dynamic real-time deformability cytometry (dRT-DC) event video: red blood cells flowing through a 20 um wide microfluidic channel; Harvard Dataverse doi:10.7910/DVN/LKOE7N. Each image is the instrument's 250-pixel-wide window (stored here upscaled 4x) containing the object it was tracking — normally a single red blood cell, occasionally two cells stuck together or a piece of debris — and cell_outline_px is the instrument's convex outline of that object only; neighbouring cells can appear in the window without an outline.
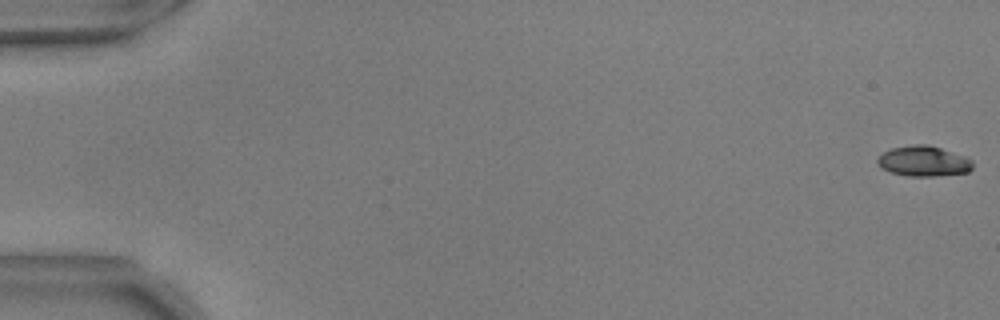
{"species": "common noctule bat (a hibernating species)", "species_latin": "Nyctalus noctula", "temperature_condition": "warm", "stored_images_in_passage": 56, "camera_frame_rate_fps": 3000, "um_per_image_px": 0.085, "animal": {"sex": "male", "body_mass_g": 17.9, "forearm_length_mm": 54.2}, "frame": {"image": 1, "passage_image": 1, "time_ms": 0.0, "image_size_px": [1000, 320], "cell_outline_px": [[972, 168], [968, 172], [932, 176], [908, 176], [892, 172], [880, 168], [876, 160], [884, 152], [892, 148], [916, 144], [924, 144], [940, 148], [964, 156], [972, 160]], "centroid_in_image_um": [78.49, 13.7], "position_along_channel_um": 6.5, "area_um2": 16.59}}
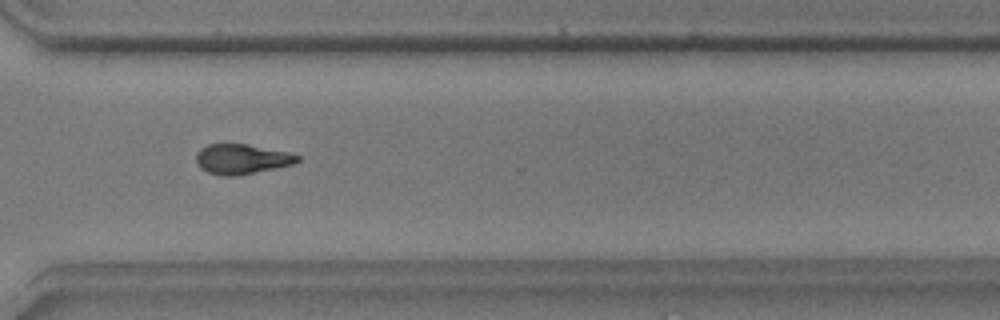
{"frame": {"image": 2, "passage_image": 42, "time_ms": 13.667, "image_size_px": [1000, 320], "cell_outline_px": [[300, 160], [296, 164], [236, 176], [220, 176], [208, 172], [200, 168], [196, 164], [196, 152], [200, 148], [208, 144], [244, 144], [288, 152], [300, 156]], "centroid_in_image_um": [20.53, 13.53], "position_along_channel_um": 350.1, "area_um2": 17.8}}
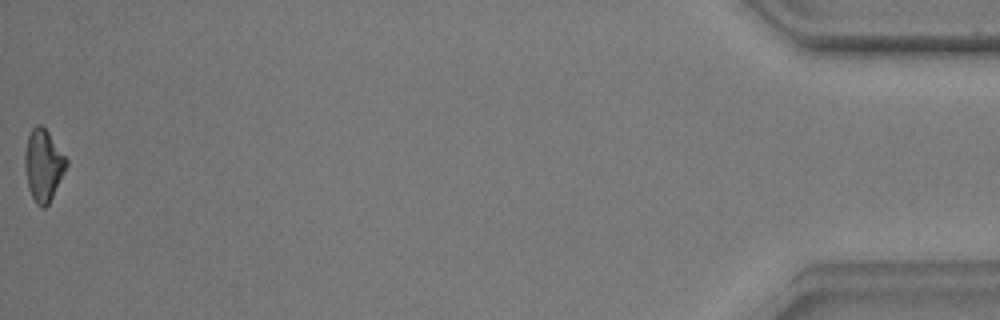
{"frame": {"image": 3, "passage_image": 56, "time_ms": 18.333, "image_size_px": [1000, 320], "cell_outline_px": [[68, 164], [48, 204], [44, 208], [36, 204], [28, 188], [24, 168], [24, 152], [28, 136], [32, 128], [36, 124], [40, 124], [48, 132], [68, 160]], "centroid_in_image_um": [3.66, 14.03], "position_along_channel_um": 431.5, "area_um2": 17.22}, "authors_computed_cell_mechanics": {"area_um2": 17.7735, "velocity_mm_per_s": 3.6914, "shape_relaxation_time_tau1_ms": 4.5775, "shape_relaxation_time_tau2_ms": 4.7926, "deformation_change_tau1": 0.1581, "deformation_change_tau2": 0.1369}}